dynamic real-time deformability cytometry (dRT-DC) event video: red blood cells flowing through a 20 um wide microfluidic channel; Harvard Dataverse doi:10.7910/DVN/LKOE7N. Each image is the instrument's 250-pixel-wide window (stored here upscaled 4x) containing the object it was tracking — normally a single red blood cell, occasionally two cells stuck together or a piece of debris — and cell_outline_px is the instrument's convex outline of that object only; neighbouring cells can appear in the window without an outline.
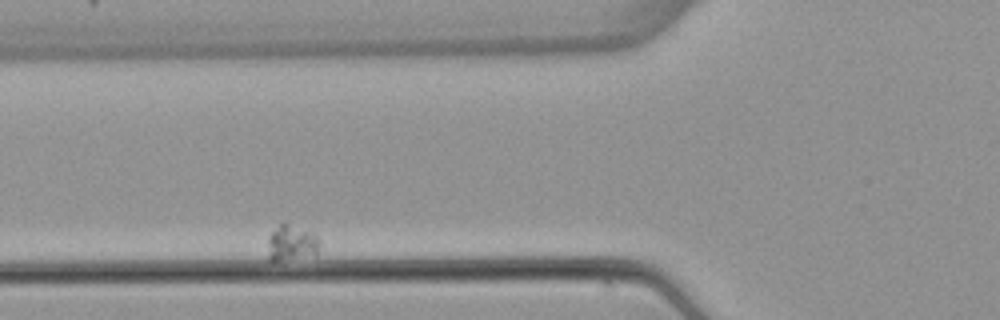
{"species": "common noctule bat (a hibernating species)", "species_latin": "Nyctalus noctula", "temperature_condition": "warm", "stored_images_in_passage": 3, "camera_frame_rate_fps": 3000, "um_per_image_px": 0.085, "animal": {"sex": "female", "body_mass_g": 22.7, "forearm_length_mm": 54.2}, "frame": {"image": 1, "passage_image": 2, "time_ms": 1.333, "image_size_px": [1000, 320], "cell_outline_px": [[320, 244], [316, 256], [280, 260], [268, 260], [268, 236], [280, 220], [284, 220], [316, 232], [320, 236]], "centroid_in_image_um": [24.83, 20.57], "position_along_channel_um": 101.0, "area_um2": 11.73}}